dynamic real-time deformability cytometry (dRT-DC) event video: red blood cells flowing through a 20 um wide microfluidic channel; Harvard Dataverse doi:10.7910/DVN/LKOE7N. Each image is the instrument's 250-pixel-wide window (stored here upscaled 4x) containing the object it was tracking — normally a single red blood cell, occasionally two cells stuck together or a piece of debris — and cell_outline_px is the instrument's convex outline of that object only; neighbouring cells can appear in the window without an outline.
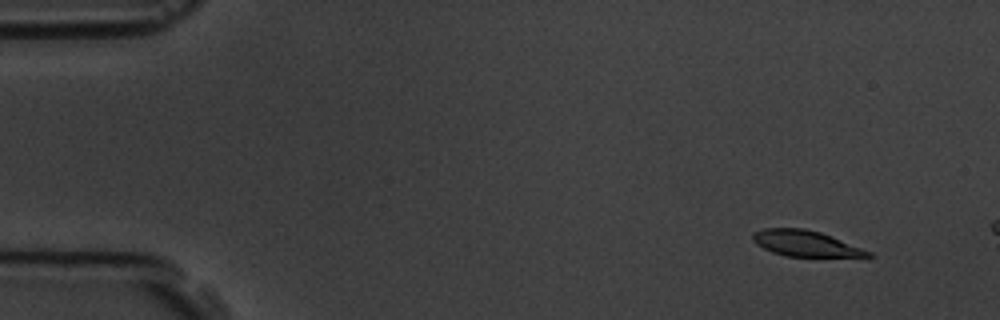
{"species": "common noctule bat (a hibernating species)", "species_latin": "Nyctalus noctula", "temperature_condition": "room temperature", "stored_images_in_passage": 3, "camera_frame_rate_fps": 3000, "um_per_image_px": 0.085, "animal": {"sex": "male", "body_mass_g": 19.5, "forearm_length_mm": 54.6}, "frame": {"image": 1, "passage_image": 1, "time_ms": 0.0, "image_size_px": [1000, 320], "cell_outline_px": [[872, 256], [868, 260], [784, 256], [772, 252], [756, 244], [752, 240], [752, 232], [764, 228], [804, 228], [820, 232], [872, 252]], "centroid_in_image_um": [68.61, 20.76], "position_along_channel_um": 16.4, "area_um2": 18.38}}